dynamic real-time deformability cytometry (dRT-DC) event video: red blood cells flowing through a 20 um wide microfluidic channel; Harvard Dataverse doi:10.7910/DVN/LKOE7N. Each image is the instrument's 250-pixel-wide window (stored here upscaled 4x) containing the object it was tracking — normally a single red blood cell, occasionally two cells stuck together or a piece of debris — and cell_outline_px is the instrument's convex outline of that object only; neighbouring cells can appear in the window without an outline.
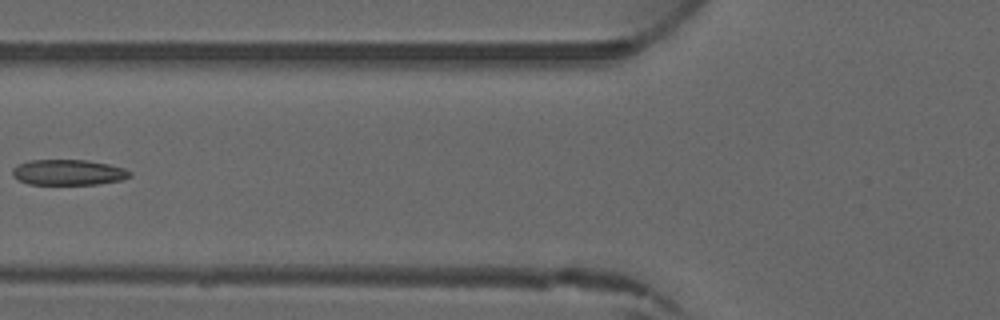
{"species": "common noctule bat (a hibernating species)", "species_latin": "Nyctalus noctula", "temperature_condition": "warm", "stored_images_in_passage": 6, "camera_frame_rate_fps": 3000, "um_per_image_px": 0.085, "animal": {"sex": "male", "forearm_length_mm": 52.5}, "frame": {"image": 1, "passage_image": 6, "time_ms": 5.667, "image_size_px": [1000, 320], "cell_outline_px": [[132, 176], [120, 180], [96, 184], [28, 184], [12, 176], [12, 168], [16, 164], [28, 160], [88, 160], [108, 164], [124, 168], [132, 172]], "centroid_in_image_um": [5.78, 14.64], "position_along_channel_um": 120.0, "area_um2": 17.57}}